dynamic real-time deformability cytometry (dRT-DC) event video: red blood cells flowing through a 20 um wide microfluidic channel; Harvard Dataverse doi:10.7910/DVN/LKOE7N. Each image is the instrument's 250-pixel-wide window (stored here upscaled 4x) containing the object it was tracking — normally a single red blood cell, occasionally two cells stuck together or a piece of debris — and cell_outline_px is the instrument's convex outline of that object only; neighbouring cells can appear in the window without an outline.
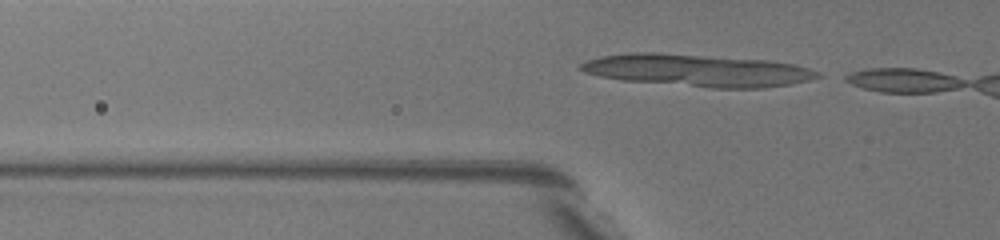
{"species": "common noctule bat (a hibernating species)", "species_latin": "Nyctalus noctula", "temperature_condition": "warm", "stored_images_in_passage": 3, "camera_frame_rate_fps": 3000, "um_per_image_px": 0.085, "animal": {"sex": "female", "body_mass_g": 19.5, "forearm_length_mm": 54.1}, "frame": {"image": 1, "passage_image": 2, "time_ms": 0.333, "image_size_px": [1000, 240], "cell_outline_px": [[664, 212], [656, 212], [596, 164], [584, 144], [584, 140], [592, 136], [604, 140], [620, 152], [664, 208]], "centroid_in_image_um": [52.78, 14.51], "position_along_channel_um": 73.0, "area_um2": 13.06}}